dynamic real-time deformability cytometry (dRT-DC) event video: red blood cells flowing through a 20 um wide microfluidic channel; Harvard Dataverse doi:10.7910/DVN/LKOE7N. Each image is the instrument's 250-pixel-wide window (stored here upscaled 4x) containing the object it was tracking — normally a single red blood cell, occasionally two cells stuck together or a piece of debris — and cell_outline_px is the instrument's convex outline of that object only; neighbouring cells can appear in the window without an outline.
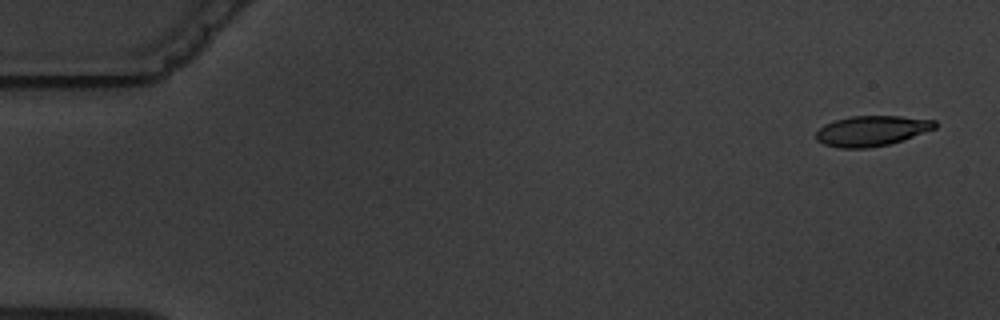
{"species": "common noctule bat (a hibernating species)", "species_latin": "Nyctalus noctula", "temperature_condition": "warm", "stored_images_in_passage": 5, "camera_frame_rate_fps": 3000, "um_per_image_px": 0.085, "animal": {"sex": "male", "body_mass_g": 19.5, "forearm_length_mm": 54.6}, "frame": {"image": 1, "passage_image": 1, "time_ms": 0.0, "image_size_px": [1000, 320], "cell_outline_px": [[936, 128], [888, 144], [868, 148], [840, 148], [824, 144], [816, 140], [816, 132], [824, 124], [848, 116], [900, 116], [936, 120]], "centroid_in_image_um": [74.06, 11.11], "position_along_channel_um": 10.9, "area_um2": 20.81}}
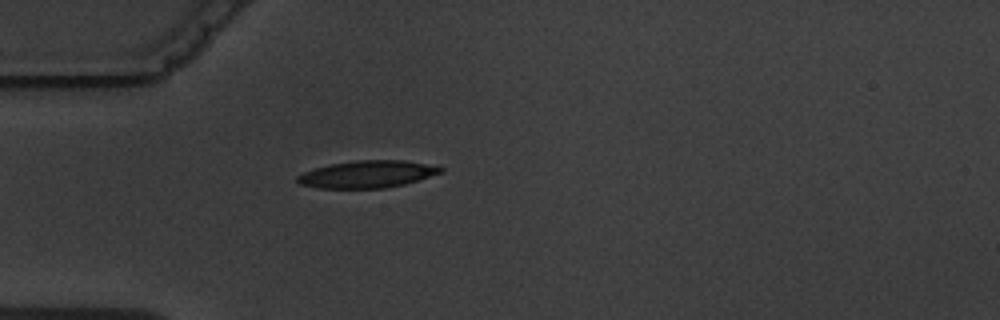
{"frame": {"image": 2, "passage_image": 5, "time_ms": 4.667, "image_size_px": [1000, 320], "cell_outline_px": [[444, 172], [404, 184], [384, 188], [320, 188], [300, 184], [296, 180], [296, 176], [304, 172], [316, 168], [332, 164], [356, 160], [404, 160], [440, 164], [444, 168]], "centroid_in_image_um": [31.32, 14.79], "position_along_channel_um": 53.7, "area_um2": 22.89}}